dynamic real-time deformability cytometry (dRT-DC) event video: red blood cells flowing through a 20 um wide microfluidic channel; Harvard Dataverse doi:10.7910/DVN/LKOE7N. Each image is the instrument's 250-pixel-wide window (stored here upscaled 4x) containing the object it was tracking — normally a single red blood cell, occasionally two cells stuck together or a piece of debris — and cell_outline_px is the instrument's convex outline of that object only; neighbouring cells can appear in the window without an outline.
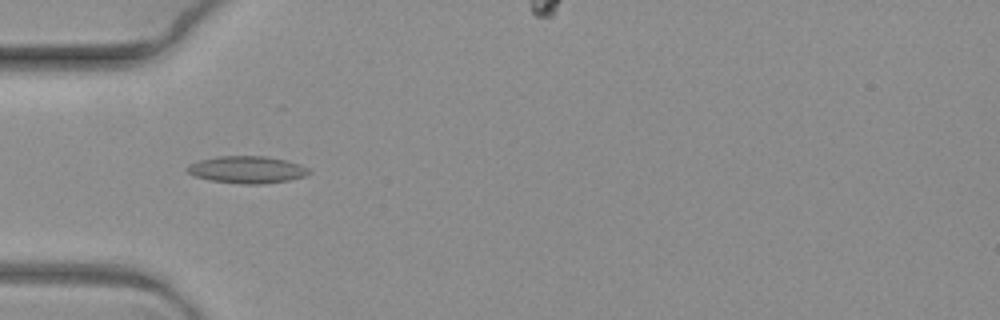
{"species": "common noctule bat (a hibernating species)", "species_latin": "Nyctalus noctula", "temperature_condition": "warm", "stored_images_in_passage": 7, "camera_frame_rate_fps": 3000, "um_per_image_px": 0.085, "animal": {"sex": "female", "body_mass_g": 19.3, "forearm_length_mm": 54.1}, "frame": {"image": 1, "passage_image": 5, "time_ms": 1.333, "image_size_px": [1000, 320], "cell_outline_px": [[312, 172], [304, 176], [288, 180], [260, 184], [244, 184], [208, 180], [196, 176], [188, 172], [184, 168], [188, 164], [200, 160], [216, 156], [264, 156], [288, 160], [300, 164], [308, 168]], "centroid_in_image_um": [20.99, 14.41], "position_along_channel_um": 64.0, "area_um2": 19.31}}